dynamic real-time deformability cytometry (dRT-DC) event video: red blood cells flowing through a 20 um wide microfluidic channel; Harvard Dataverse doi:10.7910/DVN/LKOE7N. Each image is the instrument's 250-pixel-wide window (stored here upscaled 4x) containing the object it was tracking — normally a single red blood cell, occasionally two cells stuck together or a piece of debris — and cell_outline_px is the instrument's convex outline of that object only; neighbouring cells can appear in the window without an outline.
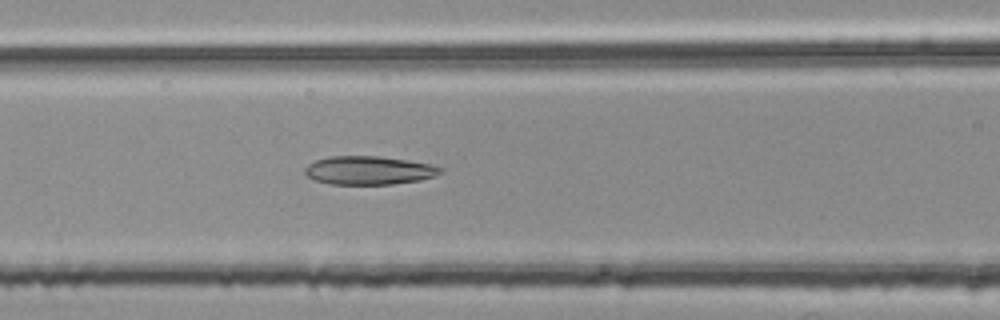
{"species": "common noctule bat (a hibernating species)", "species_latin": "Nyctalus noctula", "temperature_condition": "room temperature", "stored_images_in_passage": 50, "camera_frame_rate_fps": 3000, "um_per_image_px": 0.085, "animal": {"sex": "female", "body_mass_g": 25.1}, "frame": {"image": 1, "passage_image": 22, "time_ms": 7.0, "image_size_px": [1000, 320], "cell_outline_px": [[444, 172], [436, 176], [420, 180], [392, 184], [332, 184], [316, 180], [308, 176], [304, 172], [304, 168], [308, 164], [316, 160], [328, 156], [380, 156], [408, 160], [428, 164], [444, 168]], "centroid_in_image_um": [31.38, 14.47], "position_along_channel_um": 135.2, "area_um2": 22.54}}
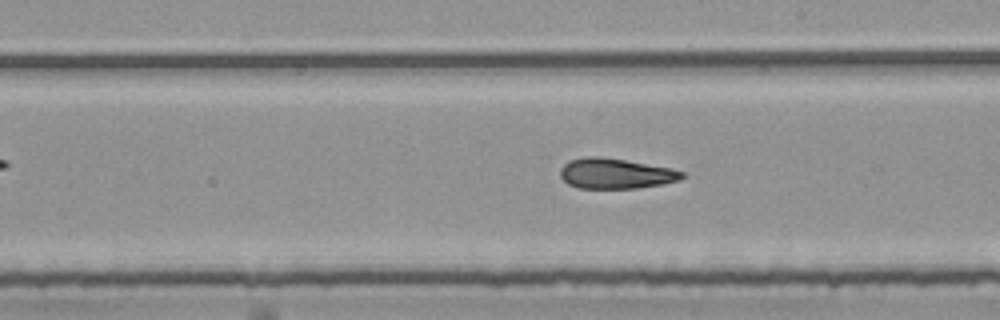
{"frame": {"image": 2, "passage_image": 30, "time_ms": 9.667, "image_size_px": [1000, 320], "cell_outline_px": [[684, 176], [680, 180], [660, 184], [636, 188], [580, 188], [568, 184], [560, 176], [560, 168], [568, 160], [584, 156], [600, 156], [672, 168], [684, 172]], "centroid_in_image_um": [52.29, 14.74], "position_along_channel_um": 236.7, "area_um2": 21.5}}
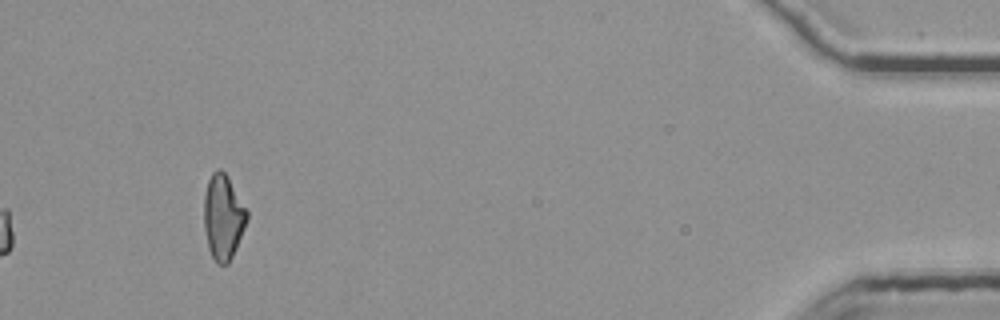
{"frame": {"image": 3, "passage_image": 50, "time_ms": 16.333, "image_size_px": [1000, 320], "cell_outline_px": [[248, 220], [236, 248], [228, 264], [216, 264], [208, 248], [204, 228], [204, 196], [208, 180], [212, 172], [216, 168], [220, 168], [224, 172], [248, 212]], "centroid_in_image_um": [18.95, 18.47], "position_along_channel_um": 416.2, "area_um2": 21.15}, "authors_computed_cell_mechanics": {"area_um2": 22.1952, "velocity_mm_per_s": 3.8158, "shape_relaxation_time_tau1_ms": null, "shape_relaxation_time_tau2_ms": 3.0678, "deformation_change_tau1": null, "deformation_change_tau2": 0.1237}}